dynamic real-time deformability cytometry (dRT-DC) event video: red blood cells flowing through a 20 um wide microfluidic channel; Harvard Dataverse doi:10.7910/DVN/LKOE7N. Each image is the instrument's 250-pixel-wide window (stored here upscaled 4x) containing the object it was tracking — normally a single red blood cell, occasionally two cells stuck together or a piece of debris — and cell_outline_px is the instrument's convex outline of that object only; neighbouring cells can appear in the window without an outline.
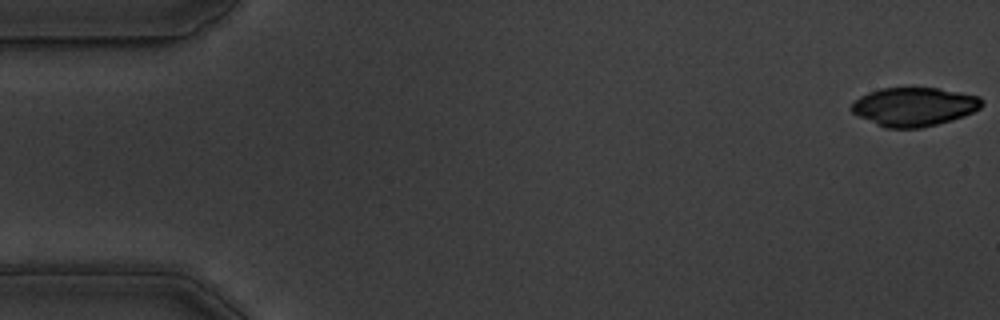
{"species": "common noctule bat (a hibernating species)", "species_latin": "Nyctalus noctula", "temperature_condition": "warm", "stored_images_in_passage": 55, "camera_frame_rate_fps": 3000, "um_per_image_px": 0.085, "animal": {"sex": "male", "body_mass_g": 19.5, "forearm_length_mm": 54.6}, "frame": {"image": 1, "passage_image": 1, "time_ms": 0.0, "image_size_px": [1000, 320], "cell_outline_px": [[984, 104], [980, 108], [964, 116], [952, 120], [920, 128], [884, 128], [852, 112], [848, 108], [860, 96], [868, 92], [880, 88], [936, 88], [960, 92], [980, 96], [984, 100]], "centroid_in_image_um": [77.71, 9.07], "position_along_channel_um": 7.3, "area_um2": 29.42}}
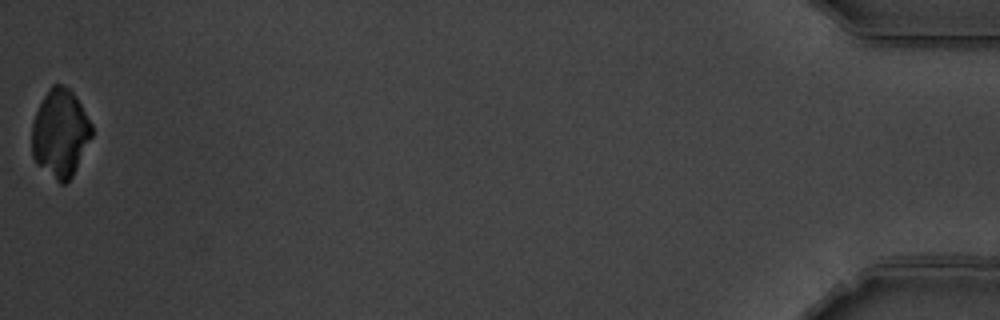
{"frame": {"image": 2, "passage_image": 55, "time_ms": 18.0, "image_size_px": [1000, 320], "cell_outline_px": [[92, 136], [72, 176], [64, 184], [60, 184], [36, 164], [32, 156], [32, 120], [48, 88], [52, 84], [60, 84], [68, 88], [76, 96], [92, 124]], "centroid_in_image_um": [5.1, 11.32], "position_along_channel_um": 430.1, "area_um2": 30.69}}